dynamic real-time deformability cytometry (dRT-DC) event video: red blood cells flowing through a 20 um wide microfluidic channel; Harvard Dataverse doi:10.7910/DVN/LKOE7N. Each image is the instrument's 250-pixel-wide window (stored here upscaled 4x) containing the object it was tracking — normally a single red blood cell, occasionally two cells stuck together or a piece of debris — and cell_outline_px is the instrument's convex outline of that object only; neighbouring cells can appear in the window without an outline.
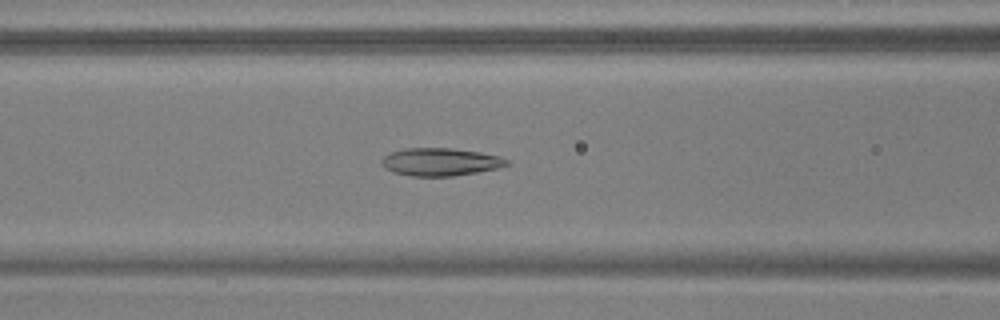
{"species": "common noctule bat (a hibernating species)", "species_latin": "Nyctalus noctula", "temperature_condition": "warm", "stored_images_in_passage": 38, "camera_frame_rate_fps": 3000, "um_per_image_px": 0.085, "animal": {"sex": "male", "body_mass_g": 17.9, "forearm_length_mm": 54.2}, "frame": {"image": 1, "passage_image": 7, "time_ms": 2.0, "image_size_px": [1000, 320], "cell_outline_px": [[512, 164], [496, 168], [476, 172], [452, 176], [412, 176], [392, 172], [384, 168], [380, 160], [384, 156], [392, 152], [404, 148], [452, 148], [480, 152], [500, 156], [508, 160]], "centroid_in_image_um": [37.42, 13.76], "position_along_channel_um": 129.2, "area_um2": 20.29}}
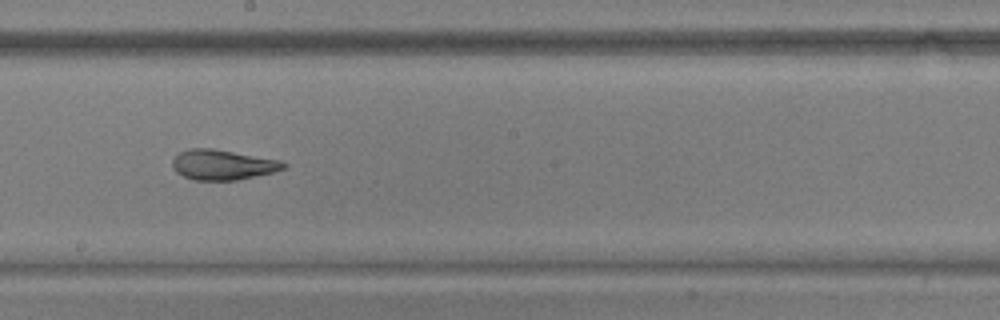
{"frame": {"image": 2, "passage_image": 15, "time_ms": 4.667, "image_size_px": [1000, 320], "cell_outline_px": [[288, 164], [284, 168], [272, 172], [236, 180], [196, 180], [184, 176], [176, 172], [172, 168], [172, 160], [180, 152], [188, 148], [212, 148], [284, 160]], "centroid_in_image_um": [18.94, 13.99], "position_along_channel_um": 229.3, "area_um2": 19.59}}
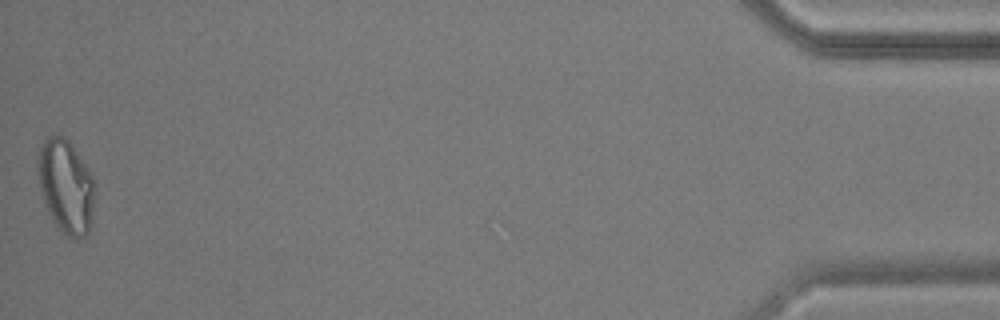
{"frame": {"image": 3, "passage_image": 38, "time_ms": 12.333, "image_size_px": [1000, 320], "cell_outline_px": [[96, 188], [92, 224], [88, 232], [84, 236], [76, 240], [68, 236], [52, 220], [44, 204], [36, 172], [36, 164], [40, 148], [44, 140], [48, 136], [64, 136], [72, 144], [92, 172], [96, 180]], "centroid_in_image_um": [5.64, 15.83], "position_along_channel_um": 429.6, "area_um2": 31.91}, "authors_computed_cell_mechanics": {"area_um2": 20.8369, "velocity_mm_per_s": 3.7576, "shape_relaxation_time_tau1_ms": 11.0474, "shape_relaxation_time_tau2_ms": 2.0756, "deformation_change_tau1": 0.2544, "deformation_change_tau2": 0.0946}}